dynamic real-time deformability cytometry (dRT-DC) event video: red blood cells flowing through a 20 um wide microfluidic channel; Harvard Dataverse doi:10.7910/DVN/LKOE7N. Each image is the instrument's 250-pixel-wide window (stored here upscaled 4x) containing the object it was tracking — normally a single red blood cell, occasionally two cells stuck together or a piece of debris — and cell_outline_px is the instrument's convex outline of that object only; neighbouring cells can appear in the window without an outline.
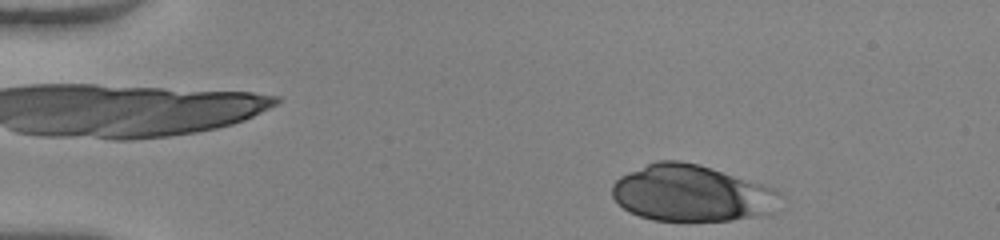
{"species": "human", "species_latin": "Homo sapiens", "temperature_condition": "warm", "stored_images_in_passage": 37, "camera_frame_rate_fps": 3000, "um_per_image_px": 0.085, "donor": {"sex": "female"}, "frame": {"image": 1, "passage_image": 2, "time_ms": 0.333, "image_size_px": [1000, 240], "cell_outline_px": [[780, 192], [776, 212], [756, 216], [732, 220], [652, 220], [628, 212], [612, 196], [612, 184], [620, 176], [628, 172], [656, 160], [680, 160], [700, 164], [776, 188]], "centroid_in_image_um": [58.79, 16.41], "position_along_channel_um": 26.2, "area_um2": 55.43}}